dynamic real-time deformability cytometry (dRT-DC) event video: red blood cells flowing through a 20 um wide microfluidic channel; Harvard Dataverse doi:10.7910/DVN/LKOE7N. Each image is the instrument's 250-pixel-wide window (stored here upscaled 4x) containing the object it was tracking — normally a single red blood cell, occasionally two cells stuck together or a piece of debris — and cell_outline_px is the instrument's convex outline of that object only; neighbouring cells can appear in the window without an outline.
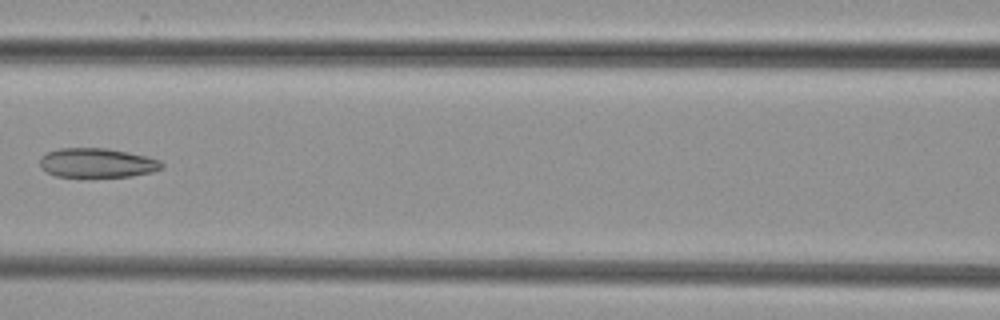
{"species": "common noctule bat (a hibernating species)", "species_latin": "Nyctalus noctula", "temperature_condition": "cold", "stored_images_in_passage": 7, "camera_frame_rate_fps": 3000, "um_per_image_px": 0.085, "animal": {"sex": "female", "body_mass_g": 29.2, "forearm_length_mm": 56.3}, "frame": {"image": 1, "passage_image": 6, "time_ms": 7.0, "image_size_px": [1000, 320], "cell_outline_px": [[164, 168], [152, 172], [132, 176], [88, 180], [84, 180], [56, 176], [40, 168], [40, 156], [48, 152], [60, 148], [104, 148], [128, 152], [160, 160], [164, 164]], "centroid_in_image_um": [8.23, 13.9], "position_along_channel_um": 158.4, "area_um2": 21.85}}
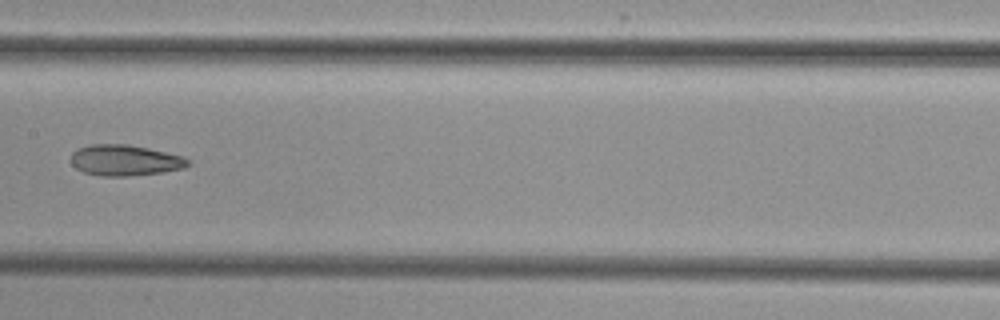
{"frame": {"image": 2, "passage_image": 7, "time_ms": 8.0, "image_size_px": [1000, 320], "cell_outline_px": [[192, 164], [184, 168], [164, 172], [128, 176], [100, 176], [84, 172], [76, 168], [72, 164], [72, 152], [76, 148], [92, 144], [128, 144], [148, 148], [184, 156]], "centroid_in_image_um": [10.64, 13.62], "position_along_channel_um": 196.8, "area_um2": 21.21}}